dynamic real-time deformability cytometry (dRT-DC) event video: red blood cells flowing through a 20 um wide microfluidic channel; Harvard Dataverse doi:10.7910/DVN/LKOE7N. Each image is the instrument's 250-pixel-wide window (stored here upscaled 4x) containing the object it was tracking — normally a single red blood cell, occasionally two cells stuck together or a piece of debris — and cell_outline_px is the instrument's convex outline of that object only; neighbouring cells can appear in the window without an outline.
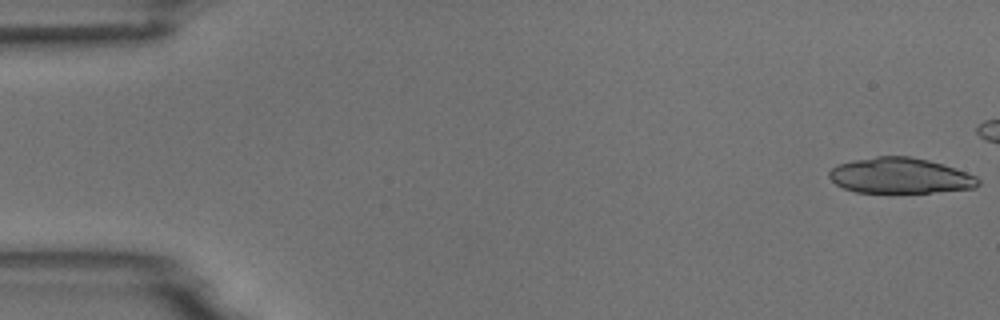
{"species": "common noctule bat (a hibernating species)", "species_latin": "Nyctalus noctula", "temperature_condition": "room temperature", "stored_images_in_passage": 44, "camera_frame_rate_fps": 3000, "um_per_image_px": 0.085, "animal": {"sex": "male", "body_mass_g": 18.8}, "frame": {"image": 1, "passage_image": 1, "time_ms": 0.0, "image_size_px": [1000, 320], "cell_outline_px": [[980, 184], [976, 188], [932, 192], [856, 192], [844, 188], [836, 184], [828, 176], [828, 172], [836, 164], [852, 160], [876, 156], [908, 156], [928, 160], [976, 176], [980, 180]], "centroid_in_image_um": [76.47, 14.93], "position_along_channel_um": 8.5, "area_um2": 30.69}}